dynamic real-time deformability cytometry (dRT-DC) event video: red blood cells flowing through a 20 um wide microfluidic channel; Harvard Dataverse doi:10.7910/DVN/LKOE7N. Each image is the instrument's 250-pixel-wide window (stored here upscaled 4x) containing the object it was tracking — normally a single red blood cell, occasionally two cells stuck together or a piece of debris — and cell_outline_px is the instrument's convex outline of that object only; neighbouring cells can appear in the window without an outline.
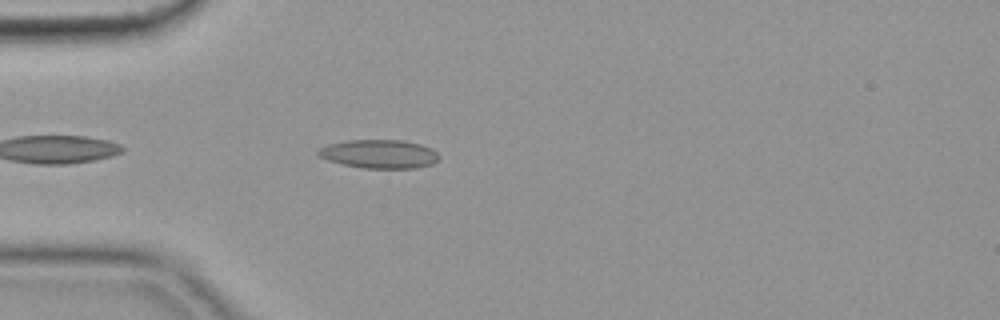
{"species": "common noctule bat (a hibernating species)", "species_latin": "Nyctalus noctula", "temperature_condition": "cold", "stored_images_in_passage": 18, "camera_frame_rate_fps": 3000, "um_per_image_px": 0.085, "animal": {"sex": "female", "body_mass_g": 19.9}, "frame": {"image": 1, "passage_image": 4, "time_ms": 1.0, "image_size_px": [1000, 320], "cell_outline_px": [[440, 156], [432, 164], [416, 168], [364, 168], [344, 164], [328, 160], [320, 156], [316, 152], [316, 148], [328, 144], [344, 140], [404, 140], [420, 144], [432, 148]], "centroid_in_image_um": [32.22, 13.07], "position_along_channel_um": 52.8, "area_um2": 20.23}}
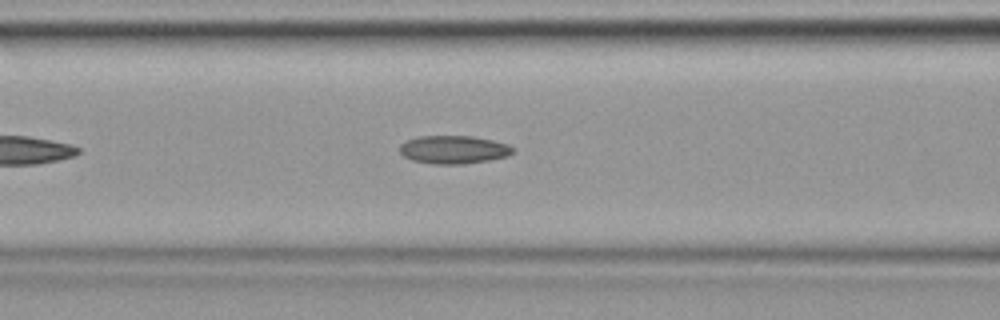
{"frame": {"image": 2, "passage_image": 11, "time_ms": 3.333, "image_size_px": [1000, 320], "cell_outline_px": [[516, 152], [508, 156], [488, 160], [464, 164], [432, 164], [412, 160], [404, 156], [400, 152], [400, 144], [416, 136], [472, 136], [492, 140], [508, 144], [516, 148]], "centroid_in_image_um": [38.59, 12.72], "position_along_channel_um": 128.0, "area_um2": 18.73}}
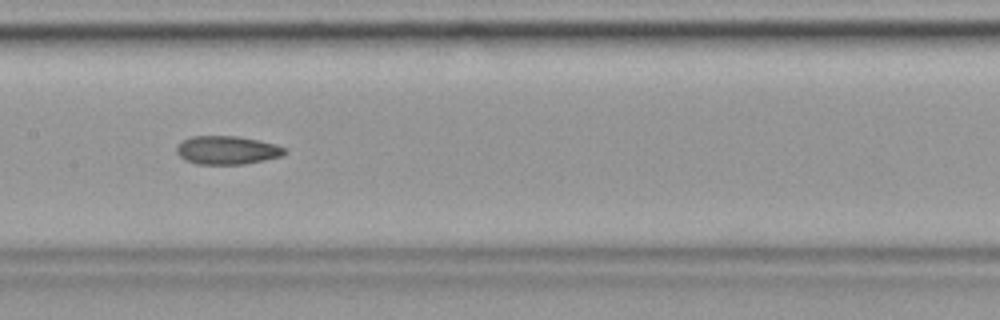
{"frame": {"image": 3, "passage_image": 16, "time_ms": 5.0, "image_size_px": [1000, 320], "cell_outline_px": [[288, 152], [280, 156], [264, 160], [244, 164], [196, 164], [184, 160], [176, 152], [176, 148], [184, 140], [192, 136], [236, 136], [276, 144], [288, 148]], "centroid_in_image_um": [19.32, 12.77], "position_along_channel_um": 188.1, "area_um2": 17.86}}